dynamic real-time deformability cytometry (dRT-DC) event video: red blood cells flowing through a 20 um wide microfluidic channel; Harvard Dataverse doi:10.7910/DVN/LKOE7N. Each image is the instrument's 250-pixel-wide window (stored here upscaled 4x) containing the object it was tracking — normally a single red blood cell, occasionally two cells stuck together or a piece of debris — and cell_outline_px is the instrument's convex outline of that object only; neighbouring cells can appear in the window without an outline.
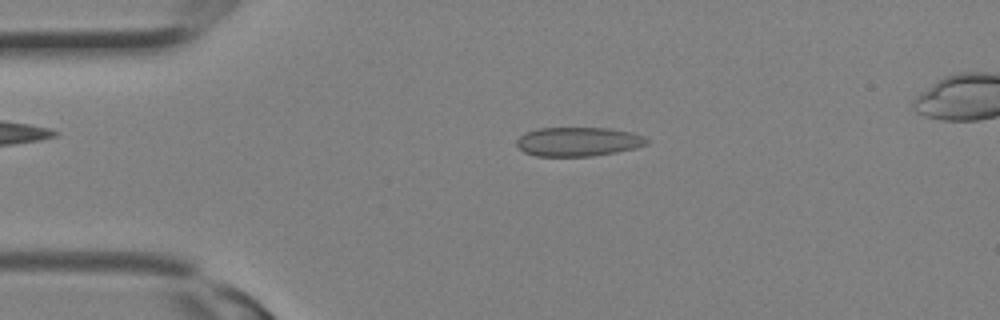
{"species": "Egyptian fruit bat (a non-hibernating species)", "species_latin": "Rousettus aegyptiacus", "temperature_condition": "room temperature", "stored_images_in_passage": 10, "camera_frame_rate_fps": 3000, "um_per_image_px": 0.085, "animal": {"sex": "female"}, "frame": {"image": 1, "passage_image": 6, "time_ms": 1.667, "image_size_px": [1000, 320], "cell_outline_px": [[648, 144], [636, 148], [616, 152], [592, 156], [536, 156], [524, 152], [516, 144], [516, 140], [520, 136], [536, 128], [608, 128], [632, 132], [644, 136], [648, 140]], "centroid_in_image_um": [49.16, 12.04], "position_along_channel_um": 35.8, "area_um2": 22.08}}
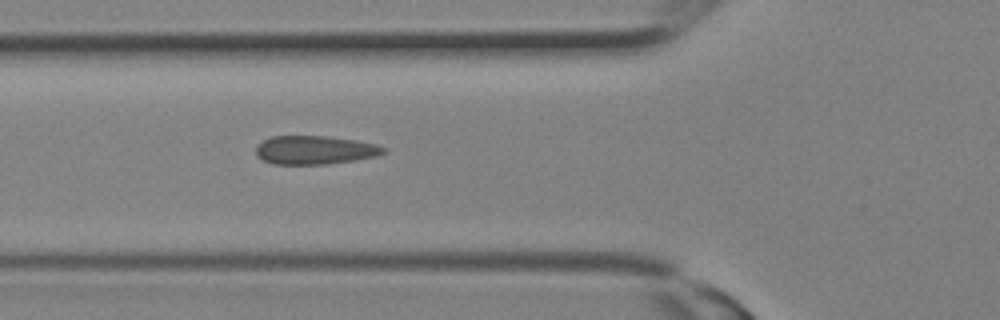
{"frame": {"image": 2, "passage_image": 10, "time_ms": 3.0, "image_size_px": [1000, 320], "cell_outline_px": [[384, 152], [376, 156], [352, 160], [324, 164], [272, 164], [256, 156], [256, 148], [264, 140], [272, 136], [324, 136], [356, 140], [376, 144], [384, 148]], "centroid_in_image_um": [26.72, 12.75], "position_along_channel_um": 99.1, "area_um2": 20.92}}